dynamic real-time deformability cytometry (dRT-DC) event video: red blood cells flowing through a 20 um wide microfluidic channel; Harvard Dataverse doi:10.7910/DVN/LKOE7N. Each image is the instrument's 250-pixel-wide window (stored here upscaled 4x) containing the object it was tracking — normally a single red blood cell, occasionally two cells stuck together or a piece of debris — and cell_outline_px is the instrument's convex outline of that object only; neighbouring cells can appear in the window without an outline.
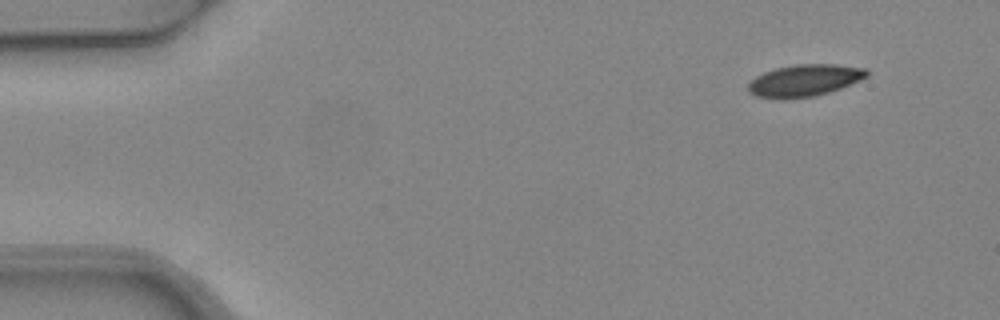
{"species": "common noctule bat (a hibernating species)", "species_latin": "Nyctalus noctula", "temperature_condition": "warm", "stored_images_in_passage": 4, "camera_frame_rate_fps": 3000, "um_per_image_px": 0.085, "animal": {"sex": "female", "body_mass_g": 24.6, "forearm_length_mm": 56.2}, "frame": {"image": 1, "passage_image": 1, "time_ms": 0.0, "image_size_px": [1000, 320], "cell_outline_px": [[868, 76], [860, 80], [840, 88], [816, 96], [784, 100], [780, 100], [756, 96], [748, 92], [748, 84], [756, 76], [764, 72], [776, 68], [796, 64], [836, 64], [868, 68]], "centroid_in_image_um": [68.37, 6.85], "position_along_channel_um": 16.6, "area_um2": 22.31}}
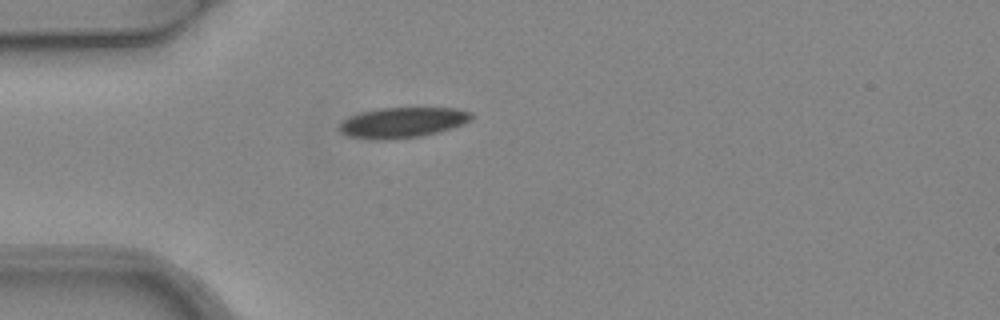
{"frame": {"image": 2, "passage_image": 3, "time_ms": 0.667, "image_size_px": [1000, 320], "cell_outline_px": [[472, 116], [468, 120], [452, 128], [420, 136], [392, 140], [380, 140], [348, 136], [340, 132], [336, 128], [344, 120], [360, 112], [380, 108], [456, 108], [472, 112]], "centroid_in_image_um": [34.17, 10.42], "position_along_channel_um": 50.8, "area_um2": 23.24}}